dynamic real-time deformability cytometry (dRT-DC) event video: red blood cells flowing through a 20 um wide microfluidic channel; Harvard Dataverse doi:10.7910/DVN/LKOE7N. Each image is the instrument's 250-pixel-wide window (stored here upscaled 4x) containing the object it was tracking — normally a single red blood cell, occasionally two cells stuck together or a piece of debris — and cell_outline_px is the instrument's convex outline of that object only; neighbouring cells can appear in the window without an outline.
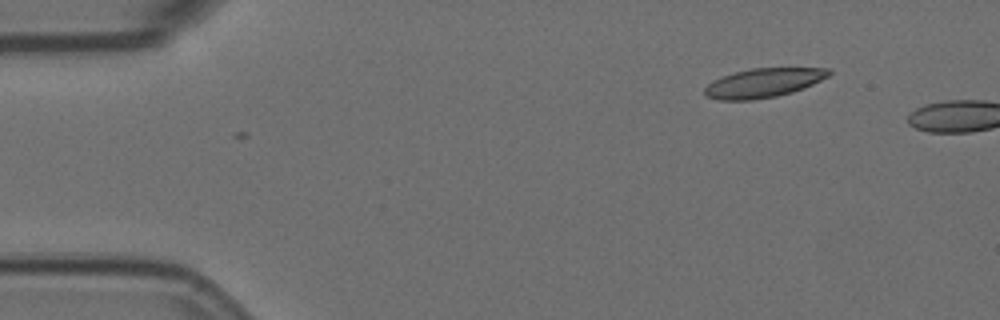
{"species": "Egyptian fruit bat (a non-hibernating species)", "species_latin": "Rousettus aegyptiacus", "temperature_condition": "room temperature", "stored_images_in_passage": 2, "camera_frame_rate_fps": 3000, "um_per_image_px": 0.085, "animal": {"sex": "female"}, "frame": {"image": 1, "passage_image": 1, "time_ms": 0.0, "image_size_px": [1000, 320], "cell_outline_px": [[832, 72], [828, 76], [804, 88], [792, 92], [776, 96], [752, 100], [716, 100], [708, 96], [704, 92], [704, 88], [712, 80], [736, 72], [752, 68], [832, 68]], "centroid_in_image_um": [64.89, 7.04], "position_along_channel_um": 20.1, "area_um2": 20.98}}